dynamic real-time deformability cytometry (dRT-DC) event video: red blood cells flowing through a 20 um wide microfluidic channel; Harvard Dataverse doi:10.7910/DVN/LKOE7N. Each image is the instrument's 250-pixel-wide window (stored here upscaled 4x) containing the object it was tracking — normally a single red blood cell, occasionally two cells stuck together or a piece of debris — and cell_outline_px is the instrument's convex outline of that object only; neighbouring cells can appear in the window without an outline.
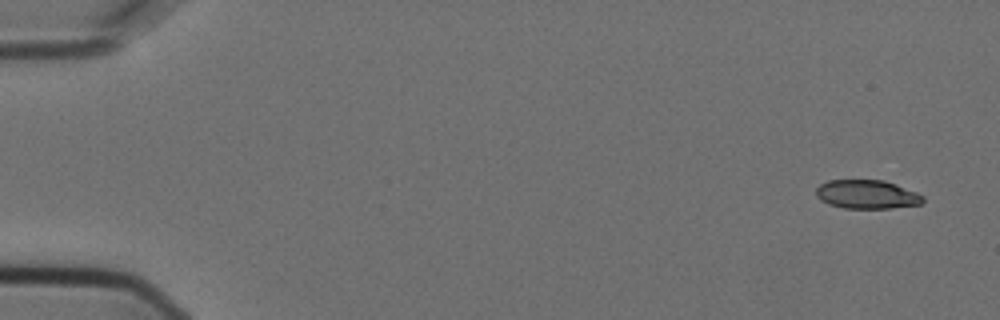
{"species": "Egyptian fruit bat (a non-hibernating species)", "species_latin": "Rousettus aegyptiacus", "temperature_condition": "cold", "stored_images_in_passage": 5, "camera_frame_rate_fps": 3000, "um_per_image_px": 0.085, "animal": {"sex": "female"}, "frame": {"image": 1, "passage_image": 1, "time_ms": 0.0, "image_size_px": [1000, 320], "cell_outline_px": [[924, 200], [920, 204], [892, 208], [844, 208], [828, 204], [820, 200], [816, 196], [816, 188], [820, 184], [828, 180], [884, 180], [896, 184], [916, 192], [924, 196]], "centroid_in_image_um": [73.67, 16.52], "position_along_channel_um": 11.3, "area_um2": 17.98}}
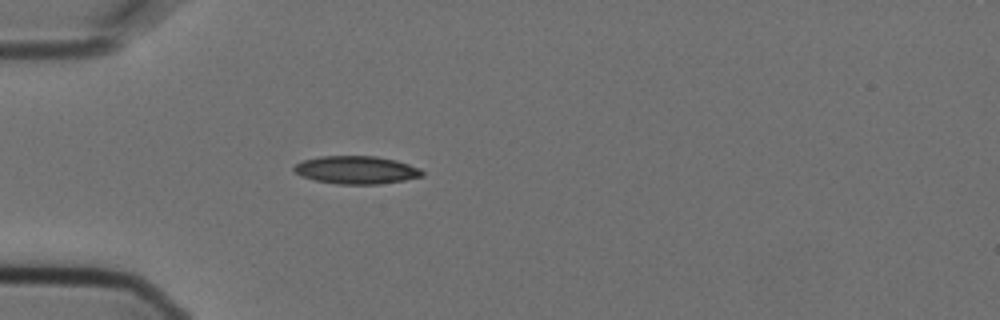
{"frame": {"image": 2, "passage_image": 5, "time_ms": 1.333, "image_size_px": [1000, 320], "cell_outline_px": [[424, 176], [404, 180], [380, 184], [336, 184], [316, 180], [304, 176], [296, 172], [292, 168], [296, 164], [304, 160], [320, 156], [376, 156], [396, 160], [420, 168], [424, 172]], "centroid_in_image_um": [30.33, 14.44], "position_along_channel_um": 54.7, "area_um2": 20.75}}